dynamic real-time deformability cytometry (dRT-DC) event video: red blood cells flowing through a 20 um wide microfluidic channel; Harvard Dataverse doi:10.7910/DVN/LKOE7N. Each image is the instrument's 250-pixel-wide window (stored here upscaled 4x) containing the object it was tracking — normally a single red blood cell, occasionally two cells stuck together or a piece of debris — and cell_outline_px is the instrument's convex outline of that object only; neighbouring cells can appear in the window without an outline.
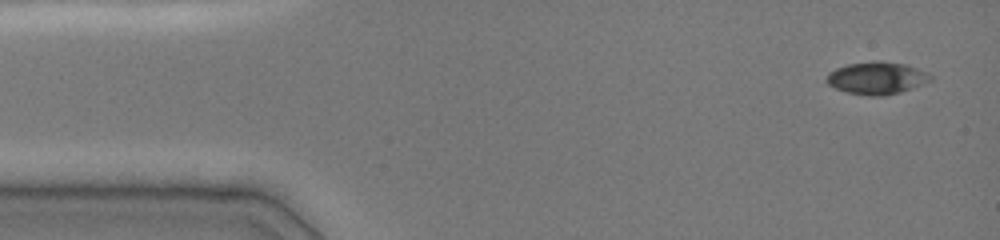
{"species": "common noctule bat (a hibernating species)", "species_latin": "Nyctalus noctula", "temperature_condition": "cold", "stored_images_in_passage": 7, "camera_frame_rate_fps": 3000, "um_per_image_px": 0.085, "animal": {"sex": "female", "body_mass_g": 19.0, "forearm_length_mm": 51.5}, "frame": {"image": 1, "passage_image": 1, "time_ms": 0.0, "image_size_px": [1000, 240], "cell_outline_px": [[932, 80], [900, 92], [880, 96], [872, 96], [848, 92], [836, 88], [828, 84], [828, 72], [836, 68], [848, 64], [876, 60], [880, 60], [908, 64], [928, 72], [932, 76]], "centroid_in_image_um": [74.56, 6.61], "position_along_channel_um": 10.4, "area_um2": 19.54}}
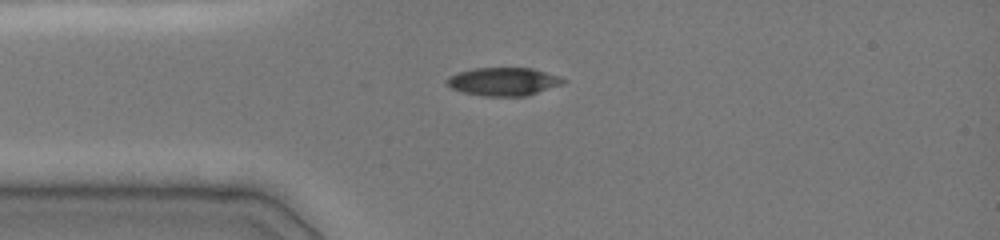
{"frame": {"image": 2, "passage_image": 6, "time_ms": 3.0, "image_size_px": [1000, 240], "cell_outline_px": [[568, 80], [560, 84], [524, 96], [484, 96], [464, 92], [452, 88], [448, 84], [448, 76], [472, 68], [532, 68], [560, 76]], "centroid_in_image_um": [42.79, 6.92], "position_along_channel_um": 42.2, "area_um2": 18.73}}